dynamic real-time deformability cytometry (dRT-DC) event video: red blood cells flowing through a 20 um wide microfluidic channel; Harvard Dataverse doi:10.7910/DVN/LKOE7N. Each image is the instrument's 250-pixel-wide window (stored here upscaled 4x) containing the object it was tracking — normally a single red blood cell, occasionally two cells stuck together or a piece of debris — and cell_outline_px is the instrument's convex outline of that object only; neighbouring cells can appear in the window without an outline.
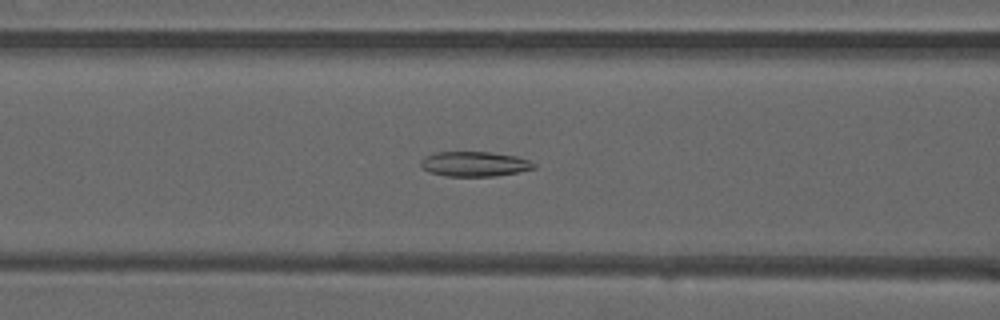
{"species": "common noctule bat (a hibernating species)", "species_latin": "Nyctalus noctula", "temperature_condition": "warm", "stored_images_in_passage": 50, "camera_frame_rate_fps": 3000, "um_per_image_px": 0.085, "animal": {"sex": "male", "forearm_length_mm": 52.5}, "frame": {"image": 1, "passage_image": 21, "time_ms": 6.667, "image_size_px": [1000, 320], "cell_outline_px": [[536, 168], [496, 176], [444, 176], [428, 172], [420, 164], [420, 160], [436, 152], [488, 152], [516, 156], [528, 160], [536, 164]], "centroid_in_image_um": [40.33, 13.94], "position_along_channel_um": 126.3, "area_um2": 16.3}}
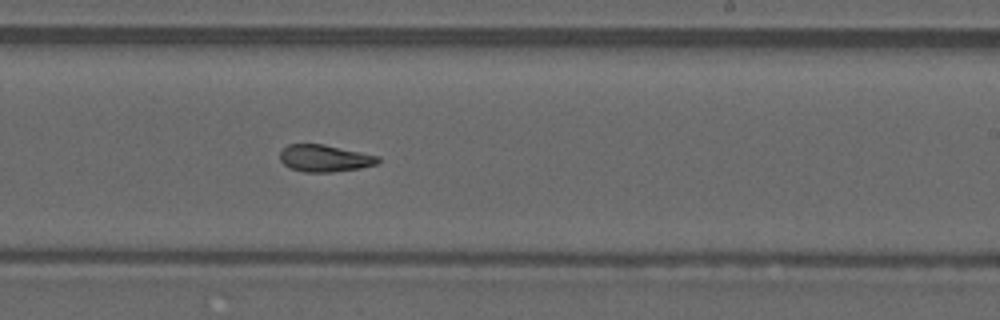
{"frame": {"image": 2, "passage_image": 31, "time_ms": 10.0, "image_size_px": [1000, 320], "cell_outline_px": [[380, 160], [376, 164], [360, 168], [332, 172], [304, 172], [292, 168], [284, 164], [280, 160], [280, 152], [288, 144], [324, 144], [380, 156]], "centroid_in_image_um": [27.61, 13.45], "position_along_channel_um": 261.4, "area_um2": 15.37}}
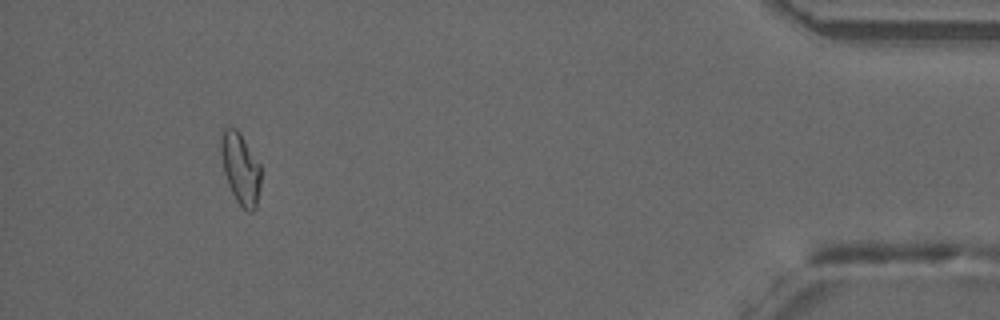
{"frame": {"image": 3, "passage_image": 47, "time_ms": 15.333, "image_size_px": [1000, 320], "cell_outline_px": [[260, 188], [256, 208], [252, 212], [248, 212], [236, 200], [228, 184], [224, 172], [220, 152], [220, 136], [224, 124], [236, 128], [260, 164]], "centroid_in_image_um": [20.42, 14.29], "position_along_channel_um": 414.8, "area_um2": 16.7}, "authors_computed_cell_mechanics": {"area_um2": 16.5886, "velocity_mm_per_s": 4.0654, "shape_relaxation_time_tau1_ms": null, "shape_relaxation_time_tau2_ms": 2.5828, "deformation_change_tau1": null, "deformation_change_tau2": 0.0834}}